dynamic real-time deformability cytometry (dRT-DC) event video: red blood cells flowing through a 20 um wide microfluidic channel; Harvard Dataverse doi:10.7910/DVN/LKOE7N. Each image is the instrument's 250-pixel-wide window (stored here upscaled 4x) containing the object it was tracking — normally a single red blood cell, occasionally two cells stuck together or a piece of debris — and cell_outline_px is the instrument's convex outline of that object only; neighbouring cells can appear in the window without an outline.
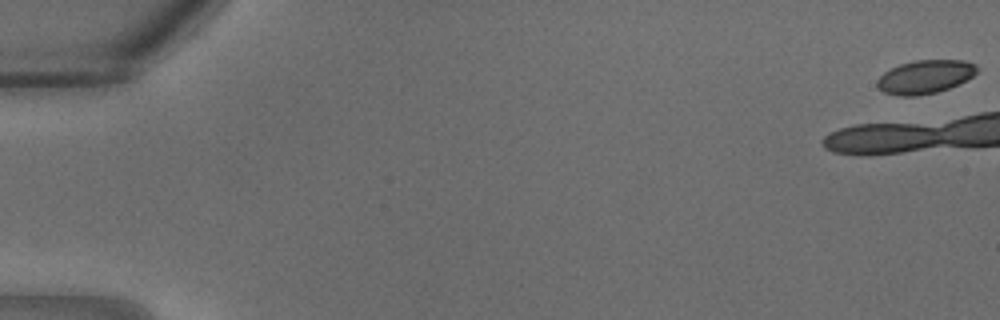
{"species": "common noctule bat (a hibernating species)", "species_latin": "Nyctalus noctula", "temperature_condition": "warm", "stored_images_in_passage": 6, "camera_frame_rate_fps": 3000, "um_per_image_px": 0.085, "animal": {"sex": "male", "body_mass_g": 18.8}, "frame": {"image": 1, "passage_image": 1, "time_ms": 0.0, "image_size_px": [1000, 320], "cell_outline_px": [[980, 68], [972, 76], [948, 88], [936, 92], [916, 96], [900, 96], [884, 92], [876, 84], [876, 80], [884, 72], [900, 64], [916, 60], [964, 60], [976, 64]], "centroid_in_image_um": [78.63, 6.52], "position_along_channel_um": 6.4, "area_um2": 19.31}}